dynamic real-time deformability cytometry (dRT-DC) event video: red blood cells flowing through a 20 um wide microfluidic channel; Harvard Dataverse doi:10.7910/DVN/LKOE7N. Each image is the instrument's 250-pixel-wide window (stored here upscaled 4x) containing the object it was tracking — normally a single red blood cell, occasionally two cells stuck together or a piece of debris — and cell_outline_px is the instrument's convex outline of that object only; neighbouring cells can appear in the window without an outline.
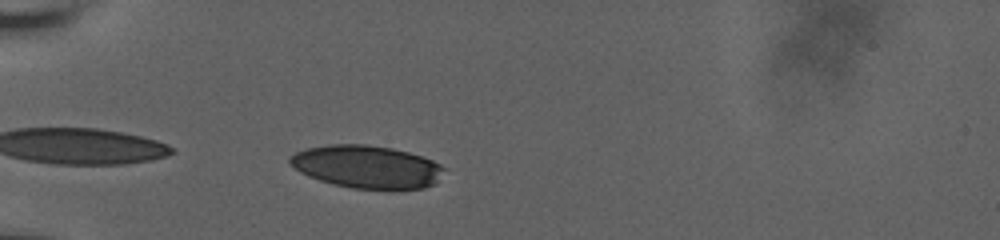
{"species": "human", "species_latin": "Homo sapiens", "temperature_condition": "room temperature", "stored_images_in_passage": 36, "camera_frame_rate_fps": 3000, "um_per_image_px": 0.085, "donor": {"sex": "male"}, "frame": {"image": 1, "passage_image": 2, "time_ms": 0.333, "image_size_px": [1000, 240], "cell_outline_px": [[448, 168], [436, 184], [424, 188], [352, 188], [332, 184], [308, 176], [300, 172], [288, 160], [296, 152], [308, 148], [328, 144], [368, 144], [392, 148], [408, 152], [432, 160]], "centroid_in_image_um": [31.23, 14.17], "position_along_channel_um": 53.8, "area_um2": 38.32}}
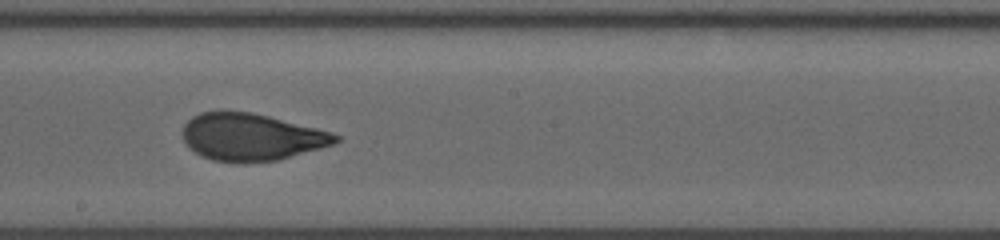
{"frame": {"image": 2, "passage_image": 18, "time_ms": 5.667, "image_size_px": [1000, 240], "cell_outline_px": [[340, 140], [332, 144], [320, 148], [280, 160], [244, 164], [240, 164], [212, 160], [200, 156], [184, 140], [180, 132], [184, 124], [192, 116], [200, 112], [220, 108], [224, 108], [252, 112], [332, 132], [340, 136]], "centroid_in_image_um": [21.3, 11.63], "position_along_channel_um": 226.9, "area_um2": 43.0}}
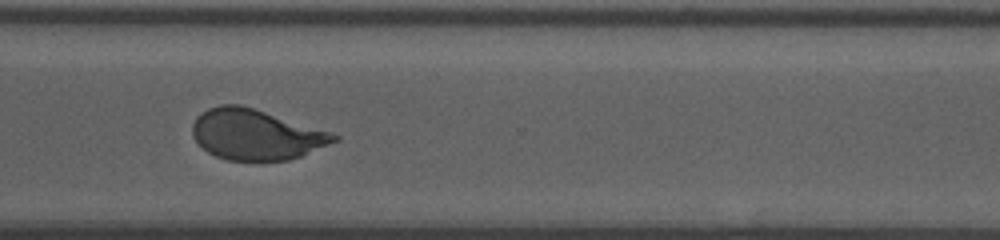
{"frame": {"image": 3, "passage_image": 28, "time_ms": 9.0, "image_size_px": [1000, 240], "cell_outline_px": [[340, 140], [300, 156], [288, 160], [228, 160], [216, 156], [208, 152], [192, 136], [192, 124], [196, 116], [200, 112], [208, 108], [220, 104], [240, 104], [328, 132], [340, 136]], "centroid_in_image_um": [21.7, 11.43], "position_along_channel_um": 348.9, "area_um2": 41.1}, "authors_computed_cell_mechanics": {"area_um2": 42.194, "velocity_mm_per_s": 3.6756, "shape_relaxation_time_tau1_ms": 4.224, "shape_relaxation_time_tau2_ms": 0.7148, "deformation_change_tau1": 0.1563, "deformation_change_tau2": 0.0554}}